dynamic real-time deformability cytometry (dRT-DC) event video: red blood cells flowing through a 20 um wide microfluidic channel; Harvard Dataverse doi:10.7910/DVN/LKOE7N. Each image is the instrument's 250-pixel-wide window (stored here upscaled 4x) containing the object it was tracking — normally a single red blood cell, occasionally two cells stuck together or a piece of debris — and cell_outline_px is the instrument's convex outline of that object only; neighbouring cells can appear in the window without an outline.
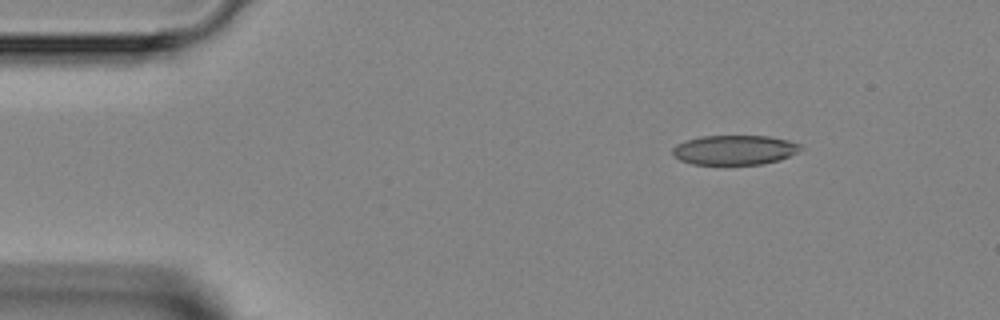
{"species": "Egyptian fruit bat (a non-hibernating species)", "species_latin": "Rousettus aegyptiacus", "temperature_condition": "room temperature", "stored_images_in_passage": 3, "camera_frame_rate_fps": 3000, "um_per_image_px": 0.085, "animal": {"sex": "female"}, "frame": {"image": 1, "passage_image": 1, "time_ms": 0.0, "image_size_px": [1000, 320], "cell_outline_px": [[804, 148], [780, 160], [760, 164], [692, 164], [680, 160], [672, 152], [672, 148], [676, 144], [700, 136], [768, 136], [788, 140], [804, 144]], "centroid_in_image_um": [62.47, 12.74], "position_along_channel_um": 22.5, "area_um2": 22.08}}